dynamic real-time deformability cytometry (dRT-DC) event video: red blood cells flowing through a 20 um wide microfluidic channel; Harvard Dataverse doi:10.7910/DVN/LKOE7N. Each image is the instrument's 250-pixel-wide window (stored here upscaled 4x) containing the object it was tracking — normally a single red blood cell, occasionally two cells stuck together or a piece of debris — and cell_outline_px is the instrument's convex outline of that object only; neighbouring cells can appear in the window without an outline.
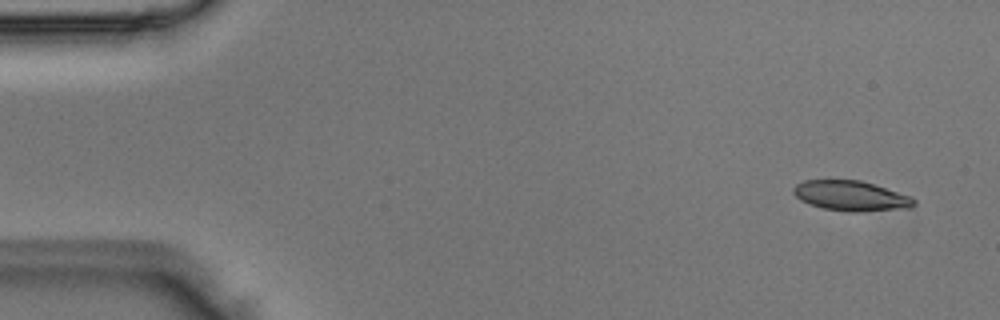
{"species": "Egyptian fruit bat (a non-hibernating species)", "species_latin": "Rousettus aegyptiacus", "temperature_condition": "room temperature", "stored_images_in_passage": 4, "camera_frame_rate_fps": 3000, "um_per_image_px": 0.085, "animal": {"sex": "male"}, "frame": {"image": 1, "passage_image": 1, "time_ms": 0.0, "image_size_px": [1000, 320], "cell_outline_px": [[916, 204], [912, 208], [860, 212], [848, 212], [824, 208], [808, 204], [800, 200], [792, 192], [792, 188], [796, 184], [804, 180], [860, 180], [912, 196], [916, 200]], "centroid_in_image_um": [72.35, 16.66], "position_along_channel_um": 12.6, "area_um2": 21.39}}
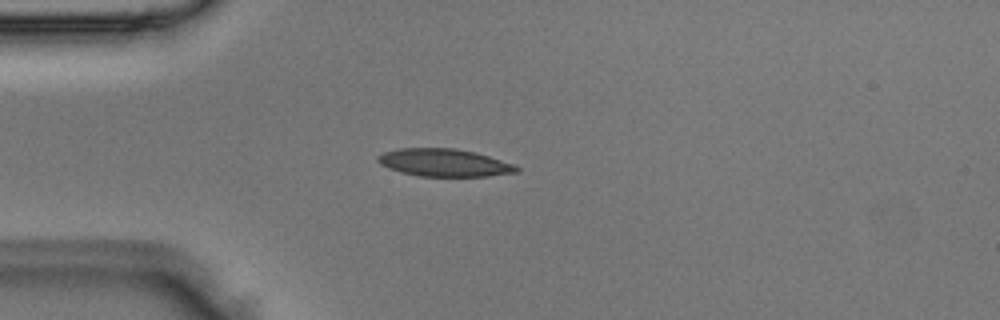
{"frame": {"image": 2, "passage_image": 4, "time_ms": 1.0, "image_size_px": [1000, 320], "cell_outline_px": [[520, 168], [516, 172], [488, 176], [420, 176], [400, 172], [388, 168], [380, 164], [376, 160], [376, 156], [384, 152], [396, 148], [452, 148], [476, 152], [516, 164]], "centroid_in_image_um": [37.74, 13.82], "position_along_channel_um": 47.3, "area_um2": 22.48}}